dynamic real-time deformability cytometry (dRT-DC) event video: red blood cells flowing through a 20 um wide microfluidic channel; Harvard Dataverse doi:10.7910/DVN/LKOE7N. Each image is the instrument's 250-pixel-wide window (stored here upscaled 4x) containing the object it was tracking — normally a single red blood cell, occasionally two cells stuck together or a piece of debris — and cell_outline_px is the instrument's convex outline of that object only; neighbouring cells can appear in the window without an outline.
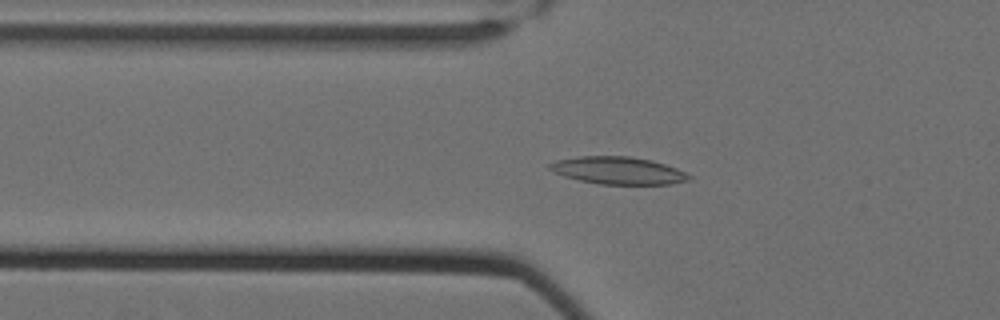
{"species": "Egyptian fruit bat (a non-hibernating species)", "species_latin": "Rousettus aegyptiacus", "temperature_condition": "cold", "stored_images_in_passage": 61, "camera_frame_rate_fps": 3000, "um_per_image_px": 0.085, "animal": {"sex": "female"}, "frame": {"image": 1, "passage_image": 24, "time_ms": 7.667, "image_size_px": [1000, 320], "cell_outline_px": [[692, 180], [672, 184], [600, 184], [580, 180], [564, 176], [552, 172], [548, 168], [548, 164], [556, 160], [580, 156], [628, 156], [652, 160], [676, 168], [692, 176]], "centroid_in_image_um": [52.54, 14.49], "position_along_channel_um": 73.3, "area_um2": 22.31}}
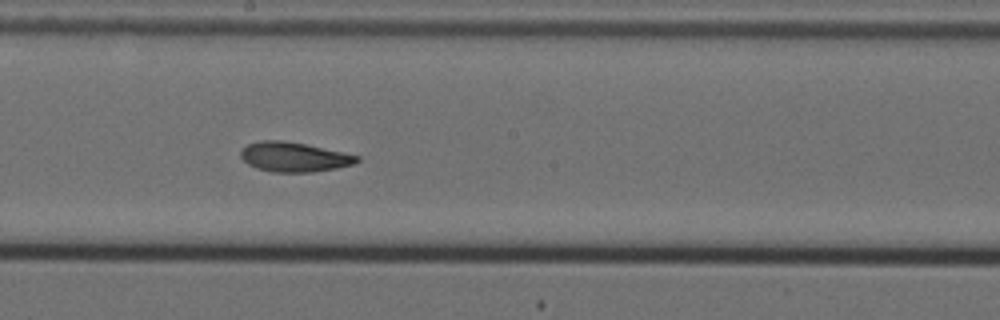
{"frame": {"image": 2, "passage_image": 37, "time_ms": 12.0, "image_size_px": [1000, 320], "cell_outline_px": [[360, 160], [356, 164], [336, 168], [312, 172], [272, 172], [256, 168], [248, 164], [240, 156], [240, 152], [248, 144], [260, 140], [284, 140], [304, 144], [360, 156]], "centroid_in_image_um": [24.99, 13.35], "position_along_channel_um": 223.2, "area_um2": 20.0}}
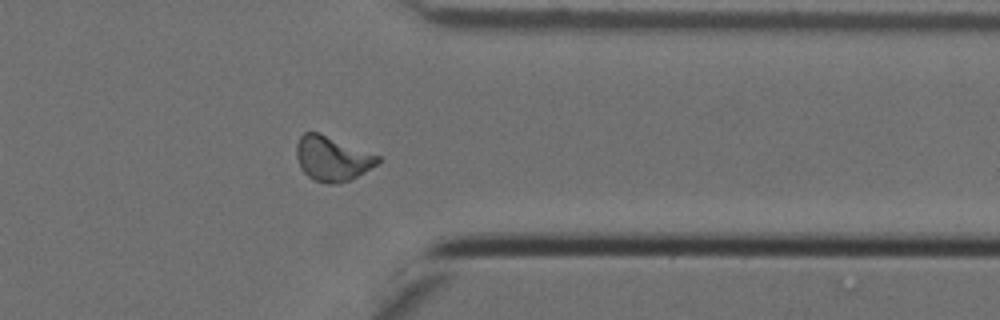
{"frame": {"image": 3, "passage_image": 51, "time_ms": 16.667, "image_size_px": [1000, 320], "cell_outline_px": [[380, 160], [376, 164], [352, 180], [336, 184], [328, 184], [312, 180], [300, 168], [296, 156], [296, 144], [300, 136], [304, 132], [316, 132], [380, 156]], "centroid_in_image_um": [28.2, 13.51], "position_along_channel_um": 383.2, "area_um2": 21.04}, "authors_computed_cell_mechanics": {"area_um2": 20.4034, "velocity_mm_per_s": 3.4804, "shape_relaxation_time_tau1_ms": null, "shape_relaxation_time_tau2_ms": 3.1099, "deformation_change_tau1": null, "deformation_change_tau2": 0.0908}}